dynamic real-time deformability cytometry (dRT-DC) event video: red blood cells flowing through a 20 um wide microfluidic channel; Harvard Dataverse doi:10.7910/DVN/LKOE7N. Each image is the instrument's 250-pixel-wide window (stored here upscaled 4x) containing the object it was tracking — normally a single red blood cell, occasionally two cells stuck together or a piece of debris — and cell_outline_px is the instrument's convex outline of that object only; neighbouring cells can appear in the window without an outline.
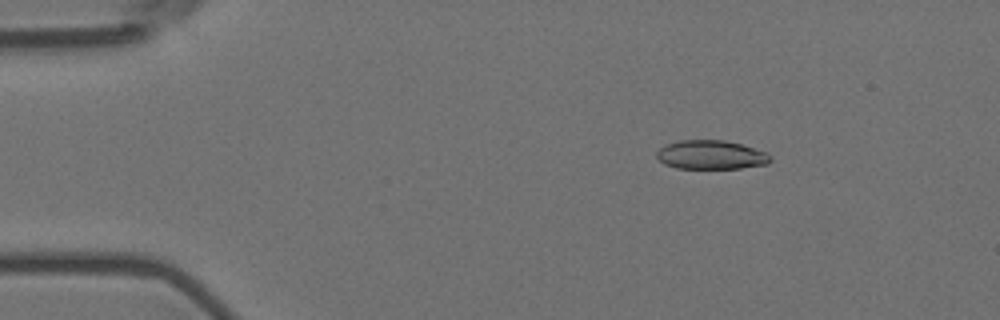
{"species": "Egyptian fruit bat (a non-hibernating species)", "species_latin": "Rousettus aegyptiacus", "temperature_condition": "room temperature", "stored_images_in_passage": 57, "camera_frame_rate_fps": 3000, "um_per_image_px": 0.085, "animal": {"sex": "female"}, "frame": {"image": 1, "passage_image": 9, "time_ms": 2.667, "image_size_px": [1000, 320], "cell_outline_px": [[772, 160], [768, 164], [740, 168], [676, 168], [664, 164], [656, 156], [656, 152], [664, 144], [680, 140], [724, 140], [740, 144], [768, 152], [772, 156]], "centroid_in_image_um": [60.45, 13.16], "position_along_channel_um": 24.6, "area_um2": 19.31}}
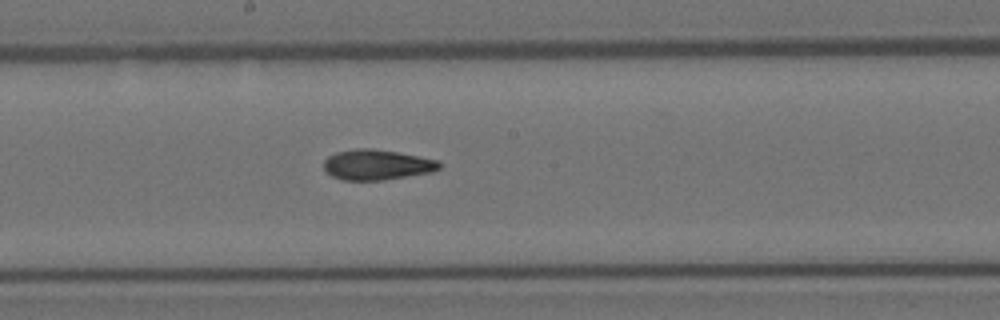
{"frame": {"image": 2, "passage_image": 31, "time_ms": 10.0, "image_size_px": [1000, 320], "cell_outline_px": [[440, 168], [432, 172], [384, 180], [344, 180], [332, 176], [324, 168], [324, 160], [328, 156], [336, 152], [356, 148], [372, 148], [396, 152], [440, 160]], "centroid_in_image_um": [32.04, 14.0], "position_along_channel_um": 216.2, "area_um2": 20.4}}
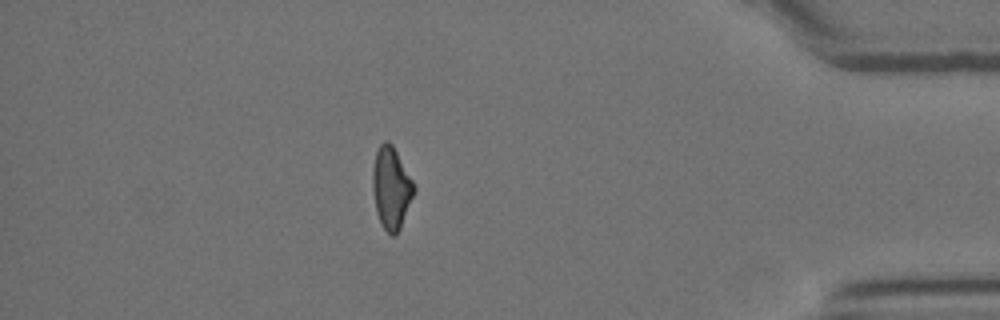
{"frame": {"image": 3, "passage_image": 50, "time_ms": 16.333, "image_size_px": [1000, 320], "cell_outline_px": [[416, 192], [400, 228], [396, 236], [392, 236], [380, 224], [376, 212], [372, 188], [372, 168], [376, 152], [380, 144], [384, 140], [388, 140], [392, 144], [412, 180], [416, 188]], "centroid_in_image_um": [33.25, 15.99], "position_along_channel_um": 402.0, "area_um2": 19.94}, "authors_computed_cell_mechanics": {"area_um2": 19.9988, "velocity_mm_per_s": 3.5827, "shape_relaxation_time_tau1_ms": null, "shape_relaxation_time_tau2_ms": 2.9863, "deformation_change_tau1": null, "deformation_change_tau2": 0.103}}